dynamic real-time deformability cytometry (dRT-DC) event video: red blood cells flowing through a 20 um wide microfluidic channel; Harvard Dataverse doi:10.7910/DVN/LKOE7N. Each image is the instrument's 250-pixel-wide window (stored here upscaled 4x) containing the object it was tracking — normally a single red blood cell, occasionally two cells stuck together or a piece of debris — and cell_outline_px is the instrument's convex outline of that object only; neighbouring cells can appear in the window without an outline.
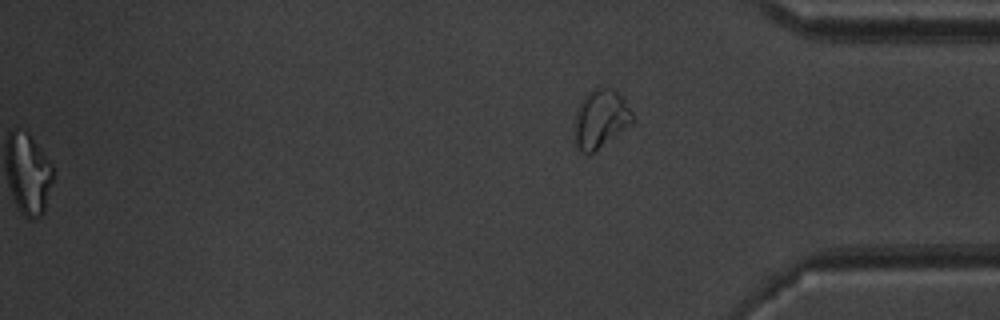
{"species": "common noctule bat (a hibernating species)", "species_latin": "Nyctalus noctula", "temperature_condition": "warm", "stored_images_in_passage": 51, "segment_of_instrument_passage": [2, 2], "camera_frame_rate_fps": 3000, "um_per_image_px": 0.085, "animal": {"sex": "male", "body_mass_g": 20.1, "forearm_length_mm": 53.5}, "frame": {"image": 1, "passage_image": 51, "time_ms": 16.667, "image_size_px": [1000, 320], "cell_outline_px": [[636, 120], [588, 156], [580, 152], [576, 144], [576, 112], [580, 100], [596, 84], [608, 88], [616, 92], [624, 100], [632, 112]], "centroid_in_image_um": [51.05, 10.07], "position_along_channel_um": 384.2, "area_um2": 19.65}}